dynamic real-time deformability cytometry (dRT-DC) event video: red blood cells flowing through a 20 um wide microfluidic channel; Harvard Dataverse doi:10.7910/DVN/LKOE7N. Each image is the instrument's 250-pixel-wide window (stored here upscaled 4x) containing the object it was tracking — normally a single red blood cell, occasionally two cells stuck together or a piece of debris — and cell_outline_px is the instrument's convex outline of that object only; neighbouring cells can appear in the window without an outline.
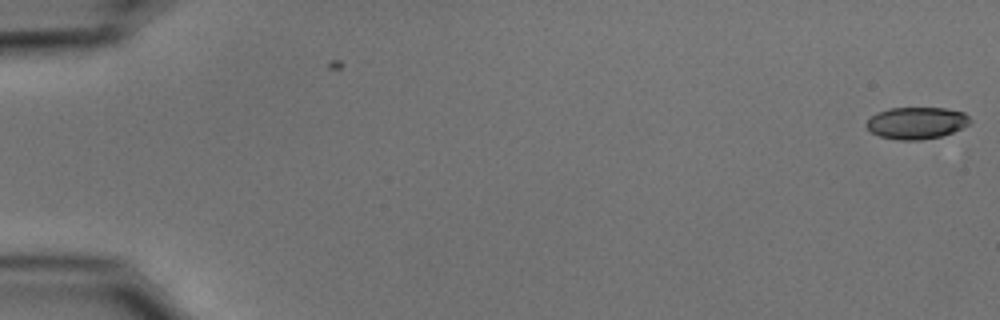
{"species": "common noctule bat (a hibernating species)", "species_latin": "Nyctalus noctula", "temperature_condition": "cold", "stored_images_in_passage": 21, "camera_frame_rate_fps": 3000, "um_per_image_px": 0.085, "animal": {"sex": "male", "body_mass_g": 15.6}, "frame": {"image": 1, "passage_image": 1, "time_ms": 0.0, "image_size_px": [1000, 320], "cell_outline_px": [[972, 120], [968, 124], [952, 132], [940, 136], [920, 140], [896, 140], [880, 136], [872, 132], [864, 124], [876, 112], [888, 108], [944, 108], [964, 112]], "centroid_in_image_um": [77.88, 10.44], "position_along_channel_um": 7.1, "area_um2": 19.19}}
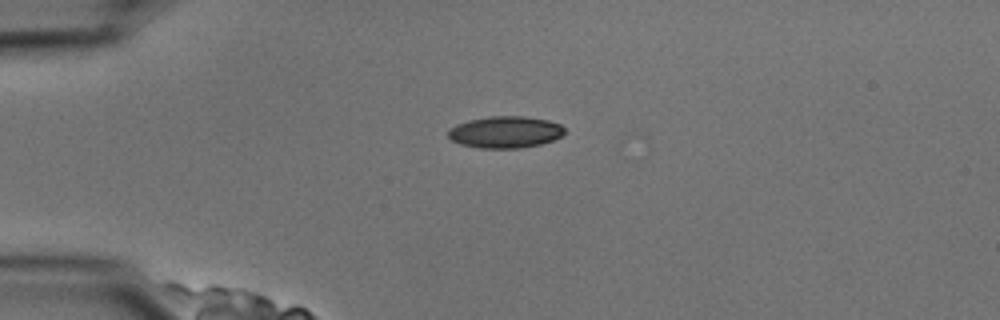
{"frame": {"image": 2, "passage_image": 14, "time_ms": 4.333, "image_size_px": [1000, 320], "cell_outline_px": [[564, 132], [560, 136], [552, 140], [540, 144], [520, 148], [480, 148], [460, 144], [452, 140], [448, 136], [448, 128], [456, 124], [468, 120], [488, 116], [524, 116], [548, 120], [560, 124], [564, 128]], "centroid_in_image_um": [42.91, 11.22], "position_along_channel_um": 42.1, "area_um2": 21.56}}